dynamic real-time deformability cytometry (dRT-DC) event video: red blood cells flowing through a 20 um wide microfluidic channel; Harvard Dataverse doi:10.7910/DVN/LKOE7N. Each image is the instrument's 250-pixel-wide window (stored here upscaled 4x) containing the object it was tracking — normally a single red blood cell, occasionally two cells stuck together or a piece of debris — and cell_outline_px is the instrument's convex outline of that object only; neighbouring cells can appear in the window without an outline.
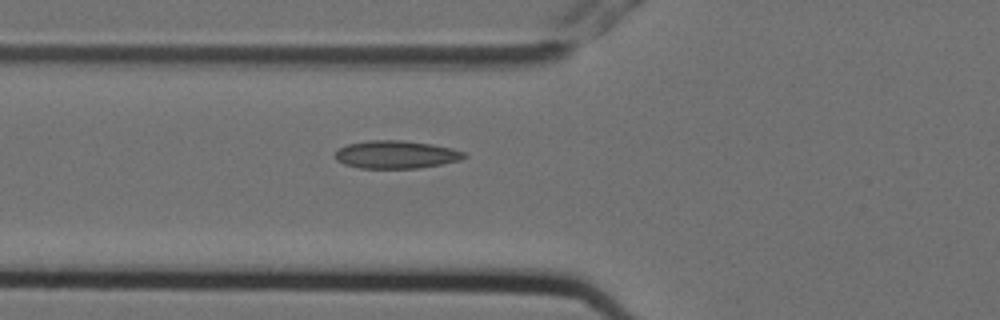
{"species": "Egyptian fruit bat (a non-hibernating species)", "species_latin": "Rousettus aegyptiacus", "temperature_condition": "cold", "stored_images_in_passage": 6, "camera_frame_rate_fps": 3000, "um_per_image_px": 0.085, "animal": {"sex": "female"}, "frame": {"image": 1, "passage_image": 6, "time_ms": 1.667, "image_size_px": [1000, 320], "cell_outline_px": [[468, 156], [460, 160], [420, 168], [360, 168], [344, 164], [336, 160], [336, 152], [340, 148], [348, 144], [368, 140], [404, 140], [432, 144], [452, 148], [464, 152]], "centroid_in_image_um": [33.68, 13.13], "position_along_channel_um": 92.1, "area_um2": 20.92}}